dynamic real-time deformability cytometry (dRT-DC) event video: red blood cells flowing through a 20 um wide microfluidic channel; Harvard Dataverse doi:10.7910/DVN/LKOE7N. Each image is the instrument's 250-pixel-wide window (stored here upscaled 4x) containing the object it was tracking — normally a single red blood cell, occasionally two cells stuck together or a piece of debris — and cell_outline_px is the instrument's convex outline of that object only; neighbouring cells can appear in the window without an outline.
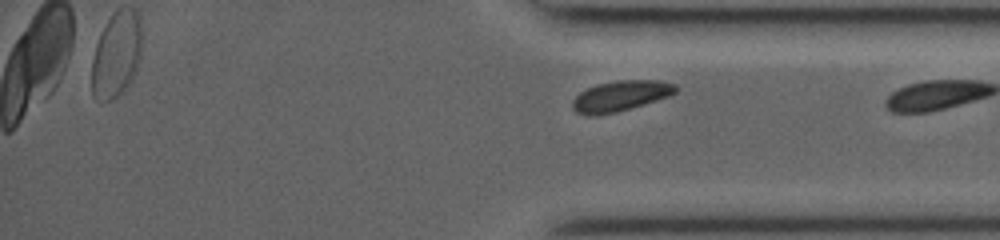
{"species": "common noctule bat (a hibernating species)", "species_latin": "Nyctalus noctula", "temperature_condition": "room temperature", "stored_images_in_passage": 30, "segment_of_instrument_passage": [2, 2], "camera_frame_rate_fps": 3000, "um_per_image_px": 0.085, "animal": {"sex": "female", "body_mass_g": 19.0, "forearm_length_mm": 53.3}, "frame": {"image": 1, "passage_image": 30, "time_ms": 12.333, "image_size_px": [1000, 240], "cell_outline_px": [[680, 88], [676, 92], [668, 96], [644, 104], [616, 112], [596, 116], [588, 116], [576, 112], [572, 108], [572, 100], [580, 92], [596, 84], [616, 80], [660, 80], [676, 84]], "centroid_in_image_um": [52.74, 8.15], "position_along_channel_um": 382.5, "area_um2": 18.5}}